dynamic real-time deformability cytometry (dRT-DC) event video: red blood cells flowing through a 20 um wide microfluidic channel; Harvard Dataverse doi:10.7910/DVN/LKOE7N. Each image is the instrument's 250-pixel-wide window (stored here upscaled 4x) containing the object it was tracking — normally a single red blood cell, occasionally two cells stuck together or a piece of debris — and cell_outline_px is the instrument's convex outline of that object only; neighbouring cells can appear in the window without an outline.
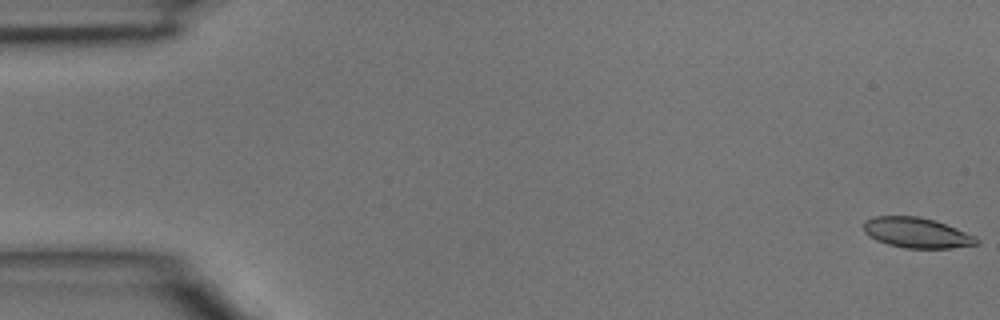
{"species": "common noctule bat (a hibernating species)", "species_latin": "Nyctalus noctula", "temperature_condition": "room temperature", "stored_images_in_passage": 46, "camera_frame_rate_fps": 3000, "um_per_image_px": 0.085, "animal": {"sex": "male", "body_mass_g": 15.6}, "frame": {"image": 1, "passage_image": 1, "time_ms": 0.0, "image_size_px": [1000, 320], "cell_outline_px": [[980, 244], [952, 248], [904, 248], [888, 244], [876, 240], [864, 232], [864, 220], [872, 216], [920, 216], [936, 220], [976, 236], [980, 240]], "centroid_in_image_um": [77.94, 19.78], "position_along_channel_um": 7.1, "area_um2": 20.17}}
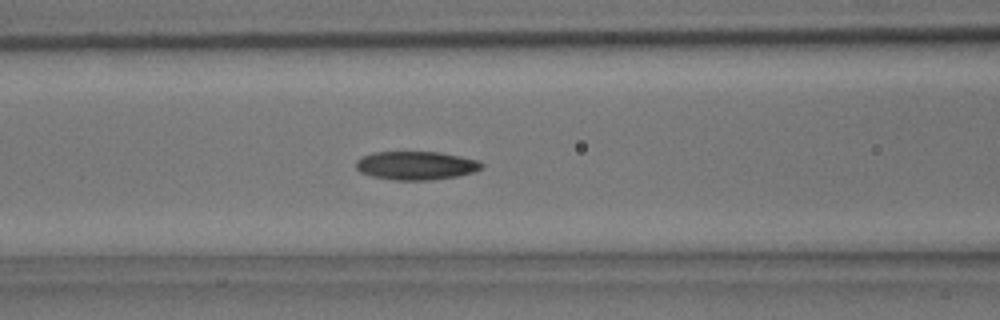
{"frame": {"image": 2, "passage_image": 19, "time_ms": 6.0, "image_size_px": [1000, 320], "cell_outline_px": [[484, 168], [472, 172], [456, 176], [432, 180], [396, 180], [372, 176], [360, 172], [356, 168], [356, 160], [364, 156], [376, 152], [440, 152], [480, 160], [484, 164]], "centroid_in_image_um": [35.4, 14.07], "position_along_channel_um": 131.2, "area_um2": 20.87}}
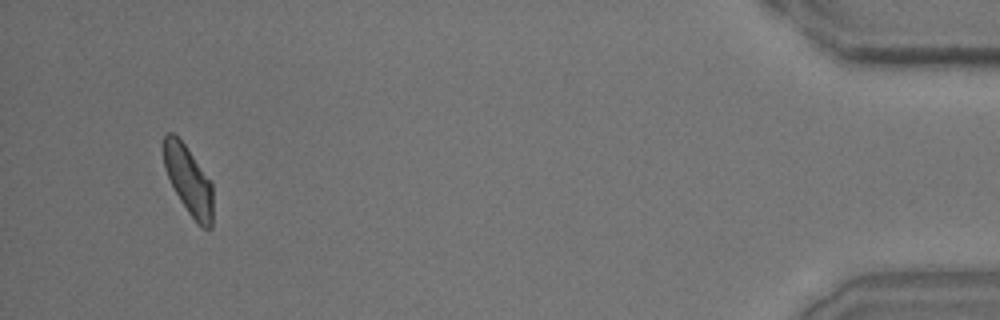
{"frame": {"image": 3, "passage_image": 44, "time_ms": 14.333, "image_size_px": [1000, 320], "cell_outline_px": [[212, 228], [204, 228], [188, 212], [180, 200], [164, 168], [160, 148], [164, 136], [168, 132], [172, 132], [184, 144], [212, 184]], "centroid_in_image_um": [15.97, 15.27], "position_along_channel_um": 419.2, "area_um2": 19.42}}